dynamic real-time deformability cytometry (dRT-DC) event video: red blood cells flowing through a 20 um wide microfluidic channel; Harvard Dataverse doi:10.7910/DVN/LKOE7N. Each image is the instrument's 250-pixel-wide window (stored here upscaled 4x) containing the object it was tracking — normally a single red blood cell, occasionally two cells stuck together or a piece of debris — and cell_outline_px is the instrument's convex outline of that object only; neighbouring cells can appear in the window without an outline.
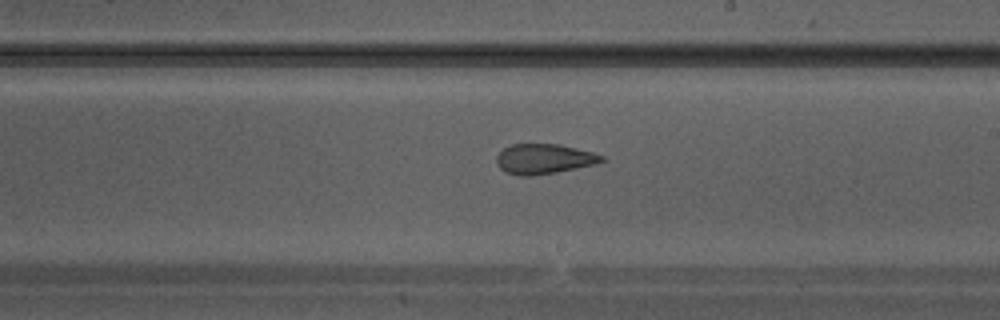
{"species": "Egyptian fruit bat (a non-hibernating species)", "species_latin": "Rousettus aegyptiacus", "temperature_condition": "warm", "stored_images_in_passage": 25, "camera_frame_rate_fps": 3000, "um_per_image_px": 0.085, "animal": {"sex": "male"}, "frame": {"image": 1, "passage_image": 11, "time_ms": 3.333, "image_size_px": [1000, 320], "cell_outline_px": [[604, 160], [596, 164], [556, 172], [532, 176], [520, 176], [504, 172], [496, 164], [496, 156], [504, 148], [512, 144], [560, 144], [592, 152], [604, 156]], "centroid_in_image_um": [46.21, 13.51], "position_along_channel_um": 242.8, "area_um2": 18.44}}